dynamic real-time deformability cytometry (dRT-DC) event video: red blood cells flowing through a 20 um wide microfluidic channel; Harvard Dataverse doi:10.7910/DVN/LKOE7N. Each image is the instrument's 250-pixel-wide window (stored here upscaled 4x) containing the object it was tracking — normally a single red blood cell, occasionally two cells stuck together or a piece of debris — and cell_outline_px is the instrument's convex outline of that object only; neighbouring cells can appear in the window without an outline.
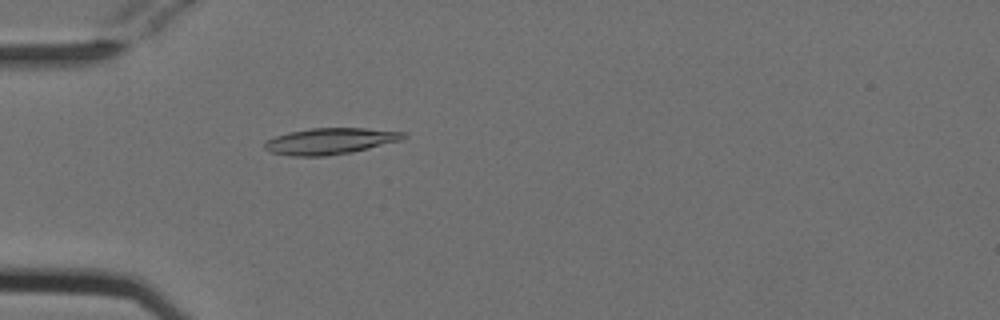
{"species": "Egyptian fruit bat (a non-hibernating species)", "species_latin": "Rousettus aegyptiacus", "temperature_condition": "cold", "stored_images_in_passage": 53, "camera_frame_rate_fps": 3000, "um_per_image_px": 0.085, "animal": {"sex": "female"}, "frame": {"image": 1, "passage_image": 16, "time_ms": 5.0, "image_size_px": [1000, 320], "cell_outline_px": [[408, 136], [400, 140], [352, 152], [324, 156], [292, 156], [272, 152], [264, 148], [264, 144], [268, 140], [276, 136], [288, 132], [312, 128], [364, 128], [408, 132]], "centroid_in_image_um": [28.09, 11.99], "position_along_channel_um": 56.9, "area_um2": 21.1}}
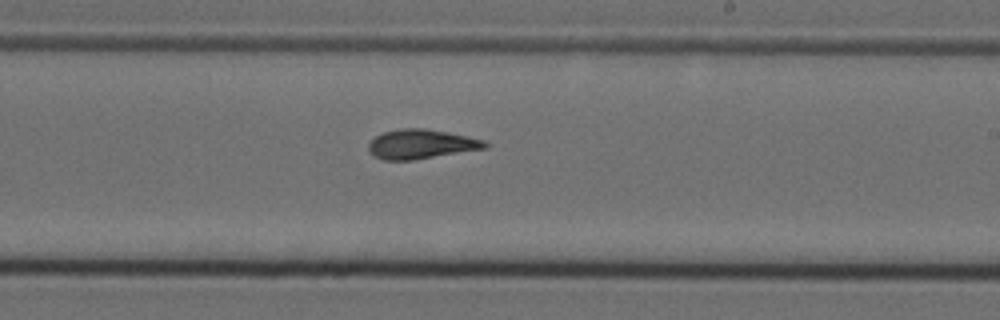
{"frame": {"image": 2, "passage_image": 32, "time_ms": 10.333, "image_size_px": [1000, 320], "cell_outline_px": [[488, 148], [412, 160], [384, 160], [368, 152], [368, 144], [376, 136], [384, 132], [400, 128], [424, 128], [448, 132], [484, 140], [488, 144]], "centroid_in_image_um": [35.79, 12.25], "position_along_channel_um": 253.2, "area_um2": 19.88}}
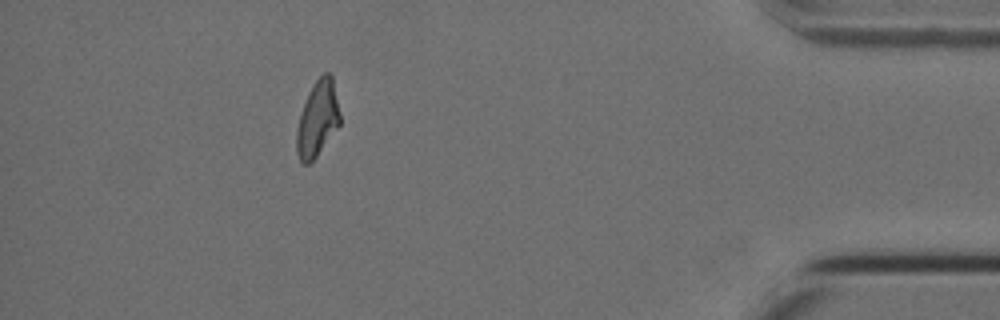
{"frame": {"image": 3, "passage_image": 48, "time_ms": 15.667, "image_size_px": [1000, 320], "cell_outline_px": [[340, 124], [316, 156], [308, 164], [300, 164], [296, 152], [296, 132], [300, 112], [308, 92], [312, 84], [324, 72], [328, 72], [332, 76], [340, 116]], "centroid_in_image_um": [26.96, 10.1], "position_along_channel_um": 408.2, "area_um2": 19.07}, "authors_computed_cell_mechanics": {"area_um2": 19.8832, "velocity_mm_per_s": 3.808, "shape_relaxation_time_tau1_ms": 9.8827, "shape_relaxation_time_tau2_ms": 3.7419, "deformation_change_tau1": 0.2394, "deformation_change_tau2": 0.1116}}